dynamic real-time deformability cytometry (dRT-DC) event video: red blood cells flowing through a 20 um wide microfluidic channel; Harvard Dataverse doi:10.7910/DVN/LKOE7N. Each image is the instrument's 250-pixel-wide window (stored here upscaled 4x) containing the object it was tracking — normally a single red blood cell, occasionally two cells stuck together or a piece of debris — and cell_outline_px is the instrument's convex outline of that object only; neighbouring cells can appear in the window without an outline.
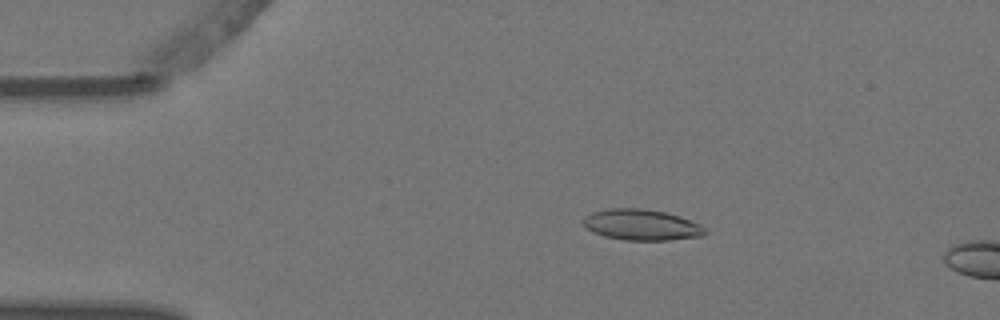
{"species": "Egyptian fruit bat (a non-hibernating species)", "species_latin": "Rousettus aegyptiacus", "temperature_condition": "warm", "stored_images_in_passage": 5, "camera_frame_rate_fps": 3000, "um_per_image_px": 0.085, "animal": {"sex": "female"}, "frame": {"image": 1, "passage_image": 3, "time_ms": 0.667, "image_size_px": [1000, 320], "cell_outline_px": [[708, 232], [704, 236], [668, 240], [624, 240], [604, 236], [592, 232], [580, 220], [584, 216], [592, 212], [608, 208], [640, 208], [664, 212], [680, 216], [704, 228]], "centroid_in_image_um": [54.48, 19.11], "position_along_channel_um": 30.5, "area_um2": 21.91}}